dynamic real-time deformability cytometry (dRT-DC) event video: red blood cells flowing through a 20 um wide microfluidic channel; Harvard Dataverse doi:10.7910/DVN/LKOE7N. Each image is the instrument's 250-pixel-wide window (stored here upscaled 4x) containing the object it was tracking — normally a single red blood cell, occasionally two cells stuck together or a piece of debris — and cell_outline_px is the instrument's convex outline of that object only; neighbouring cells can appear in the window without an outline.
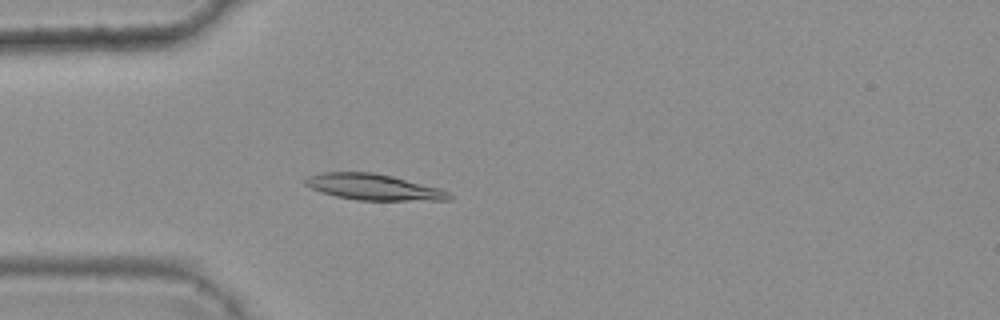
{"species": "common noctule bat (a hibernating species)", "species_latin": "Nyctalus noctula", "temperature_condition": "warm", "stored_images_in_passage": 4, "camera_frame_rate_fps": 3000, "um_per_image_px": 0.085, "animal": {"sex": "female", "body_mass_g": 25.1}, "frame": {"image": 1, "passage_image": 4, "time_ms": 1.0, "image_size_px": [1000, 320], "cell_outline_px": [[452, 200], [356, 200], [336, 196], [320, 192], [304, 184], [304, 180], [308, 176], [324, 172], [372, 172], [392, 176], [440, 188], [448, 192], [452, 196]], "centroid_in_image_um": [31.74, 15.9], "position_along_channel_um": 53.3, "area_um2": 21.73}}